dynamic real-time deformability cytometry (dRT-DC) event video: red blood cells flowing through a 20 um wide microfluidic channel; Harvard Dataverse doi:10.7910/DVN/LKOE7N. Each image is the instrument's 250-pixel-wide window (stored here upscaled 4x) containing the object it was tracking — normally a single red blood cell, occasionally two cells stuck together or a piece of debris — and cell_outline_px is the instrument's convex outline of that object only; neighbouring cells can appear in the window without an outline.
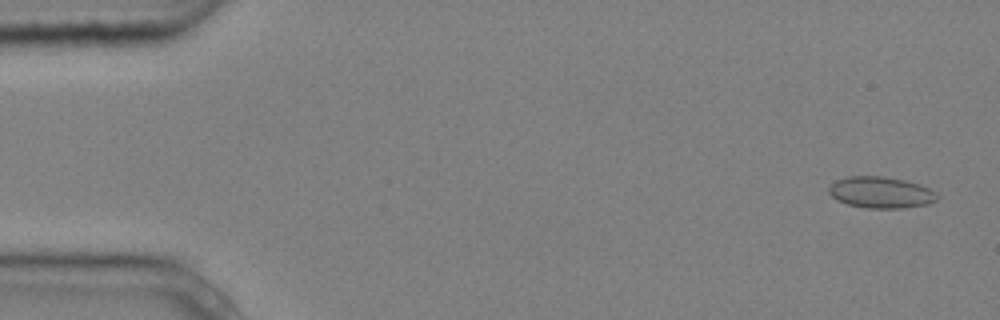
{"species": "common noctule bat (a hibernating species)", "species_latin": "Nyctalus noctula", "temperature_condition": "cold", "stored_images_in_passage": 2, "camera_frame_rate_fps": 3000, "um_per_image_px": 0.085, "animal": {"sex": "male", "body_mass_g": 20.4}, "frame": {"image": 1, "passage_image": 1, "time_ms": 0.0, "image_size_px": [1000, 320], "cell_outline_px": [[936, 200], [928, 204], [900, 208], [868, 208], [848, 204], [836, 200], [828, 192], [828, 188], [836, 180], [848, 176], [880, 176], [904, 180], [920, 184], [936, 192]], "centroid_in_image_um": [74.85, 16.35], "position_along_channel_um": 10.2, "area_um2": 19.65}}